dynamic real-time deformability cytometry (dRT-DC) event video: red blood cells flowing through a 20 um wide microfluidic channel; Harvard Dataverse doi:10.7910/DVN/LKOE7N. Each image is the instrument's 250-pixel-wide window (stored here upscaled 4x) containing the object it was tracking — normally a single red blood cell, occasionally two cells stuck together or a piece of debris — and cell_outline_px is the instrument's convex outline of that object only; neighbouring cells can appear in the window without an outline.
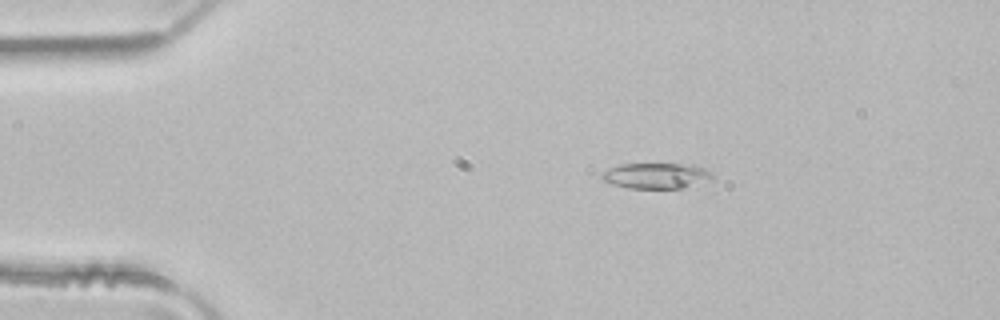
{"species": "common noctule bat (a hibernating species)", "species_latin": "Nyctalus noctula", "temperature_condition": "room temperature", "stored_images_in_passage": 2, "camera_frame_rate_fps": 3000, "um_per_image_px": 0.085, "animal": {"sex": "male", "body_mass_g": 21.5, "forearm_length_mm": 52.0}, "frame": {"image": 1, "passage_image": 1, "time_ms": 0.0, "image_size_px": [1000, 320], "cell_outline_px": [[712, 176], [680, 188], [628, 188], [612, 184], [604, 180], [600, 176], [600, 172], [608, 168], [620, 164], [696, 164], [704, 168]], "centroid_in_image_um": [55.63, 14.91], "position_along_channel_um": 29.4, "area_um2": 16.07}}